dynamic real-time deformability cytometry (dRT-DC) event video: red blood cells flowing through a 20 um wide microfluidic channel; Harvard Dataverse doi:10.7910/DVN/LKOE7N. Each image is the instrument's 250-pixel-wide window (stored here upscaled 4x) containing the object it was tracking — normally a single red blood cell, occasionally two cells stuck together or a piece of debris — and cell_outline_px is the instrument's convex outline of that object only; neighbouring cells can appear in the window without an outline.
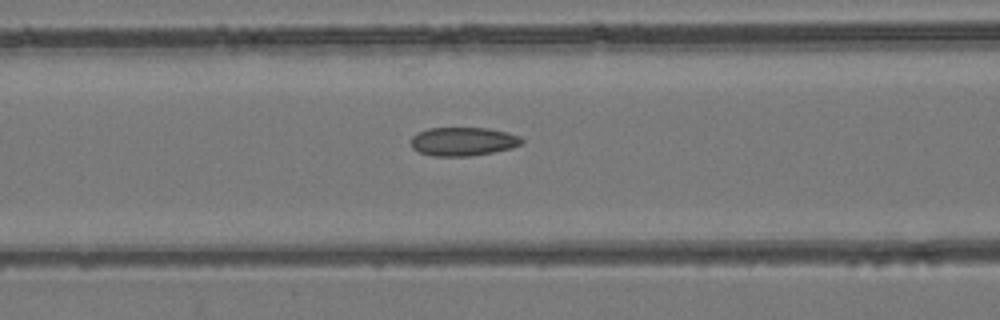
{"species": "common noctule bat (a hibernating species)", "species_latin": "Nyctalus noctula", "temperature_condition": "room temperature", "stored_images_in_passage": 50, "camera_frame_rate_fps": 3000, "um_per_image_px": 0.085, "animal": {"sex": "female", "body_mass_g": 24.6, "forearm_length_mm": 56.2}, "frame": {"image": 1, "passage_image": 21, "time_ms": 6.667, "image_size_px": [1000, 320], "cell_outline_px": [[524, 144], [512, 148], [472, 156], [432, 156], [420, 152], [412, 148], [412, 136], [416, 132], [428, 128], [488, 128], [508, 132], [520, 136], [524, 140]], "centroid_in_image_um": [39.39, 12.02], "position_along_channel_um": 127.2, "area_um2": 18.67}}
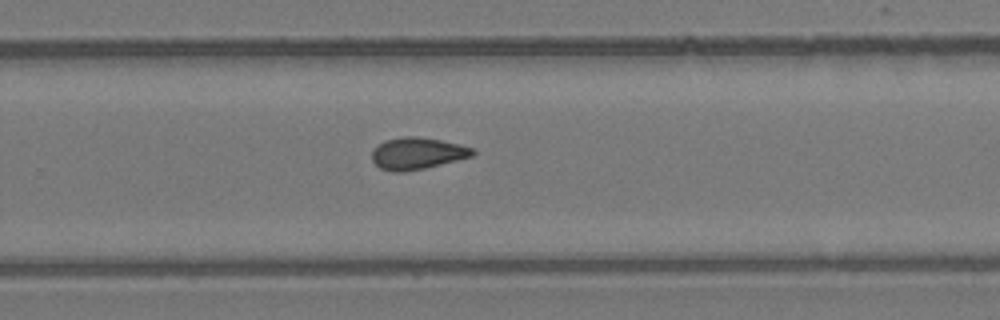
{"frame": {"image": 2, "passage_image": 33, "time_ms": 10.667, "image_size_px": [1000, 320], "cell_outline_px": [[476, 152], [472, 156], [424, 168], [404, 172], [392, 172], [380, 168], [372, 160], [372, 152], [384, 140], [404, 136], [416, 136], [440, 140], [460, 144], [472, 148]], "centroid_in_image_um": [35.45, 13.04], "position_along_channel_um": 294.3, "area_um2": 18.5}}
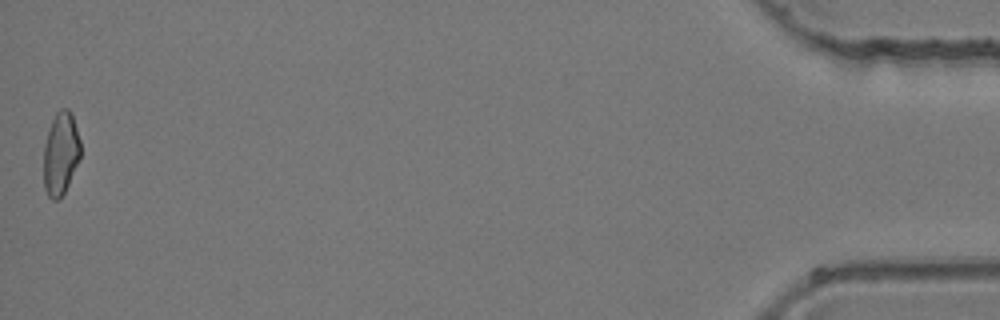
{"frame": {"image": 3, "passage_image": 50, "time_ms": 16.333, "image_size_px": [1000, 320], "cell_outline_px": [[80, 156], [68, 184], [64, 192], [56, 200], [52, 200], [48, 196], [44, 188], [44, 144], [48, 128], [56, 112], [60, 108], [68, 108], [72, 112], [80, 140]], "centroid_in_image_um": [5.15, 13.0], "position_along_channel_um": 430.1, "area_um2": 17.8}}